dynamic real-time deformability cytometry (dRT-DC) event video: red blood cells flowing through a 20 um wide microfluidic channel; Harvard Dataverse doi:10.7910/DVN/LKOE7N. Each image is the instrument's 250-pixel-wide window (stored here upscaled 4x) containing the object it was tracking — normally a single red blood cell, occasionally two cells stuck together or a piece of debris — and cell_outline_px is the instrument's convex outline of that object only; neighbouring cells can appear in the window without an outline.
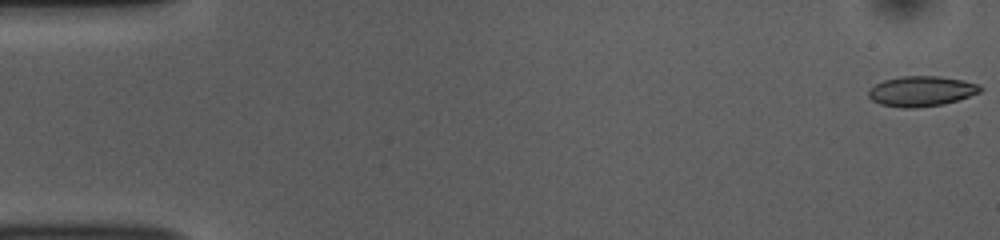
{"species": "common noctule bat (a hibernating species)", "species_latin": "Nyctalus noctula", "temperature_condition": "room temperature", "stored_images_in_passage": 53, "camera_frame_rate_fps": 3000, "um_per_image_px": 0.085, "animal": {"sex": "female", "body_mass_g": 10.0, "forearm_length_mm": 53.1}, "frame": {"image": 1, "passage_image": 1, "time_ms": 0.0, "image_size_px": [1000, 240], "cell_outline_px": [[984, 88], [980, 92], [944, 104], [916, 108], [900, 108], [880, 104], [872, 100], [868, 96], [868, 92], [876, 84], [884, 80], [904, 76], [940, 76], [964, 80], [980, 84]], "centroid_in_image_um": [78.34, 7.75], "position_along_channel_um": 6.7, "area_um2": 19.71}}
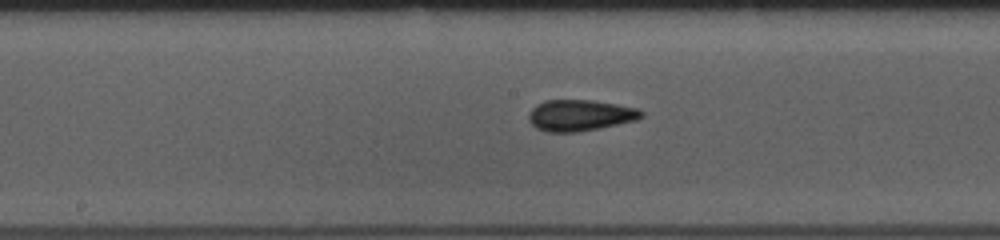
{"frame": {"image": 2, "passage_image": 27, "time_ms": 8.667, "image_size_px": [1000, 240], "cell_outline_px": [[644, 116], [636, 120], [600, 128], [576, 132], [548, 132], [536, 128], [528, 120], [528, 116], [532, 108], [536, 104], [544, 100], [592, 100], [640, 108], [644, 112]], "centroid_in_image_um": [49.31, 9.8], "position_along_channel_um": 198.9, "area_um2": 20.63}}
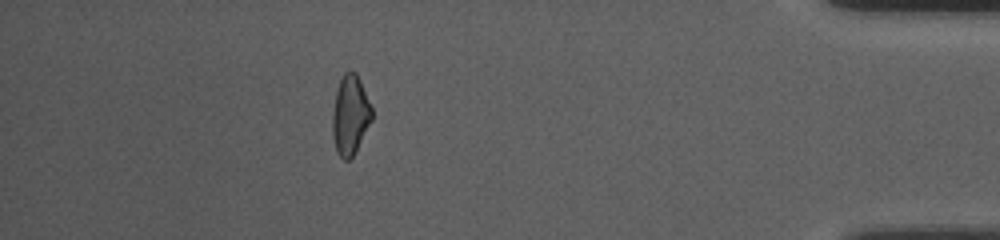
{"frame": {"image": 3, "passage_image": 47, "time_ms": 15.333, "image_size_px": [1000, 240], "cell_outline_px": [[372, 120], [352, 156], [348, 160], [344, 160], [336, 152], [332, 132], [332, 112], [336, 92], [340, 80], [344, 72], [356, 72], [360, 80], [372, 108]], "centroid_in_image_um": [29.76, 9.78], "position_along_channel_um": 405.4, "area_um2": 18.03}, "authors_computed_cell_mechanics": {"area_um2": 19.2474, "velocity_mm_per_s": 3.8164, "shape_relaxation_time_tau1_ms": 9.0717, "shape_relaxation_time_tau2_ms": 2.1887, "deformation_change_tau1": 0.1563, "deformation_change_tau2": 0.0745}}